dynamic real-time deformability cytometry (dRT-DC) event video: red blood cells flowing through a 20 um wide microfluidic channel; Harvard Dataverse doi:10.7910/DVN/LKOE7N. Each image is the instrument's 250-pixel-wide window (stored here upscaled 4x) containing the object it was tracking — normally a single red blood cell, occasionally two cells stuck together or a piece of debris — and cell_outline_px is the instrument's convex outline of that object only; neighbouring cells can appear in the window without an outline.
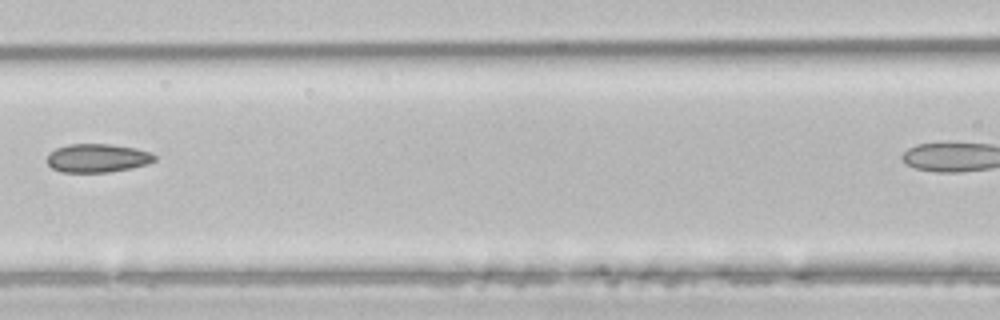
{"species": "common noctule bat (a hibernating species)", "species_latin": "Nyctalus noctula", "temperature_condition": "room temperature", "stored_images_in_passage": 4, "camera_frame_rate_fps": 3000, "um_per_image_px": 0.085, "animal": {"sex": "male", "body_mass_g": 21.5, "forearm_length_mm": 52.0}, "frame": {"image": 1, "passage_image": 3, "time_ms": 0.667, "image_size_px": [1000, 320], "cell_outline_px": [[156, 160], [148, 164], [132, 168], [108, 172], [60, 172], [52, 168], [48, 164], [48, 156], [56, 148], [68, 144], [112, 144], [136, 148], [152, 152], [156, 156]], "centroid_in_image_um": [8.33, 13.43], "position_along_channel_um": 158.3, "area_um2": 17.98}}